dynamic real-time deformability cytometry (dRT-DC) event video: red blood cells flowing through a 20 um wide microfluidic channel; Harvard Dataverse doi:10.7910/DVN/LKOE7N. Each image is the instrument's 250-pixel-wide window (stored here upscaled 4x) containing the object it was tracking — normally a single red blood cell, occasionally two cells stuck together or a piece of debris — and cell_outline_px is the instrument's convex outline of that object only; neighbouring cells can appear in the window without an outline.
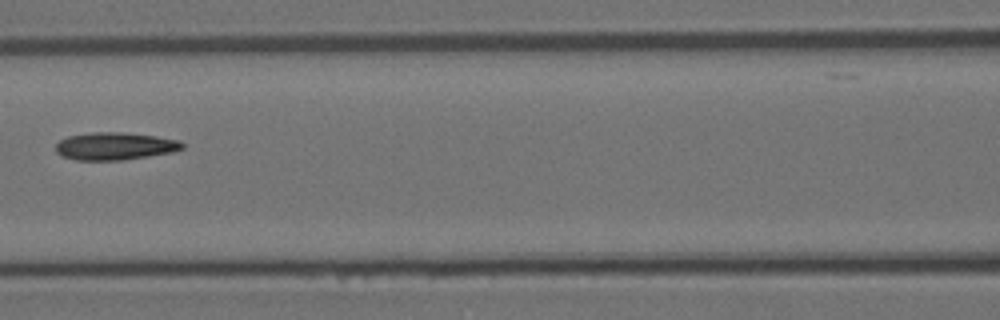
{"species": "Egyptian fruit bat (a non-hibernating species)", "species_latin": "Rousettus aegyptiacus", "temperature_condition": "room temperature", "stored_images_in_passage": 7, "camera_frame_rate_fps": 3000, "um_per_image_px": 0.085, "animal": {"sex": "female"}, "frame": {"image": 1, "passage_image": 7, "time_ms": 2.0, "image_size_px": [1000, 320], "cell_outline_px": [[184, 148], [172, 152], [148, 156], [120, 160], [76, 160], [60, 156], [56, 152], [56, 144], [60, 140], [68, 136], [92, 132], [124, 132], [156, 136], [180, 140], [184, 144]], "centroid_in_image_um": [9.76, 12.42], "position_along_channel_um": 156.8, "area_um2": 20.4}}